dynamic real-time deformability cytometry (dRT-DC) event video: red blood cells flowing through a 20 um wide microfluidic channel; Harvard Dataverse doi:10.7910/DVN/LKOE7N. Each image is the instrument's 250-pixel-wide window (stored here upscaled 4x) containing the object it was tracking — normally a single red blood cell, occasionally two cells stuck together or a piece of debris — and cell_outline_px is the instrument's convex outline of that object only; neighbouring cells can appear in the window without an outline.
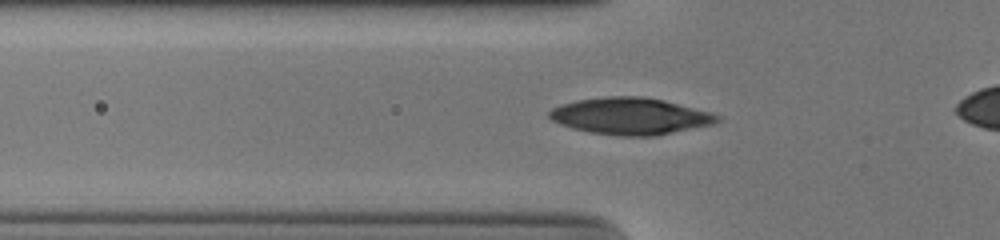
{"species": "human", "species_latin": "Homo sapiens", "temperature_condition": "cold", "stored_images_in_passage": 33, "camera_frame_rate_fps": 3000, "um_per_image_px": 0.085, "donor": {"sex": "male"}, "frame": {"image": 1, "passage_image": 5, "time_ms": 1.333, "image_size_px": [1000, 240], "cell_outline_px": [[720, 120], [712, 124], [656, 136], [616, 136], [588, 132], [572, 128], [560, 124], [552, 120], [548, 116], [548, 112], [552, 108], [576, 100], [608, 96], [640, 96], [664, 100], [708, 112], [720, 116]], "centroid_in_image_um": [53.54, 9.88], "position_along_channel_um": 72.3, "area_um2": 35.84}}
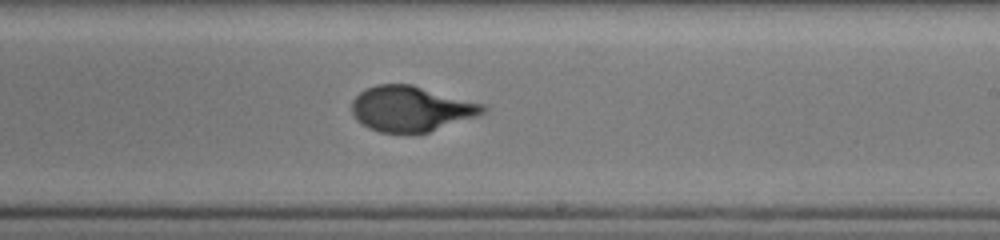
{"frame": {"image": 2, "passage_image": 19, "time_ms": 6.0, "image_size_px": [1000, 240], "cell_outline_px": [[488, 108], [484, 112], [476, 116], [428, 132], [380, 132], [368, 128], [356, 120], [352, 112], [352, 100], [364, 88], [376, 84], [412, 84], [484, 104]], "centroid_in_image_um": [34.91, 9.22], "position_along_channel_um": 254.1, "area_um2": 34.51}}
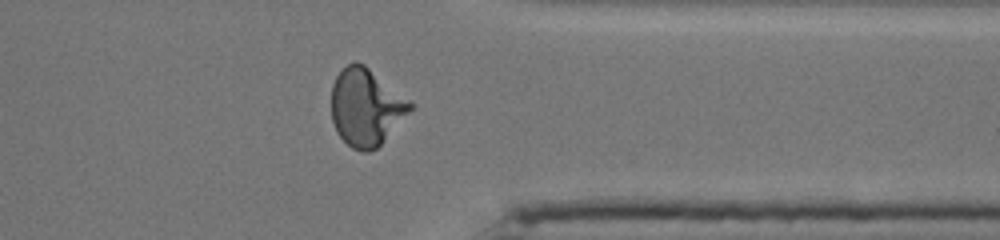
{"frame": {"image": 3, "passage_image": 29, "time_ms": 9.333, "image_size_px": [1000, 240], "cell_outline_px": [[416, 104], [380, 144], [376, 148], [368, 152], [360, 152], [352, 148], [336, 132], [332, 120], [332, 84], [336, 76], [352, 60], [356, 60], [364, 64]], "centroid_in_image_um": [31.11, 9.09], "position_along_channel_um": 380.3, "area_um2": 35.37}}